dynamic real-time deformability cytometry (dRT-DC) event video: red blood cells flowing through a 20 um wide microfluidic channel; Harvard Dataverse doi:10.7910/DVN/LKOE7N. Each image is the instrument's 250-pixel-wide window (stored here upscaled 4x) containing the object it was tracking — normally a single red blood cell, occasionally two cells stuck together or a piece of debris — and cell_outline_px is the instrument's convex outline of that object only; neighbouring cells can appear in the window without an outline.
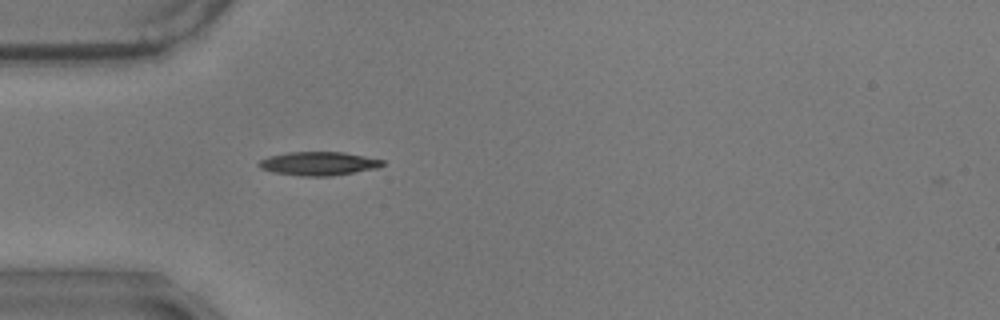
{"species": "common noctule bat (a hibernating species)", "species_latin": "Nyctalus noctula", "temperature_condition": "warm", "stored_images_in_passage": 3, "camera_frame_rate_fps": 3000, "um_per_image_px": 0.085, "animal": {"sex": "male", "body_mass_g": 17.9}, "frame": {"image": 1, "passage_image": 2, "time_ms": 0.333, "image_size_px": [1000, 320], "cell_outline_px": [[384, 164], [376, 168], [332, 176], [300, 176], [272, 172], [260, 168], [256, 164], [260, 160], [268, 156], [288, 152], [344, 152], [384, 160]], "centroid_in_image_um": [27.03, 13.9], "position_along_channel_um": 58.0, "area_um2": 17.05}}